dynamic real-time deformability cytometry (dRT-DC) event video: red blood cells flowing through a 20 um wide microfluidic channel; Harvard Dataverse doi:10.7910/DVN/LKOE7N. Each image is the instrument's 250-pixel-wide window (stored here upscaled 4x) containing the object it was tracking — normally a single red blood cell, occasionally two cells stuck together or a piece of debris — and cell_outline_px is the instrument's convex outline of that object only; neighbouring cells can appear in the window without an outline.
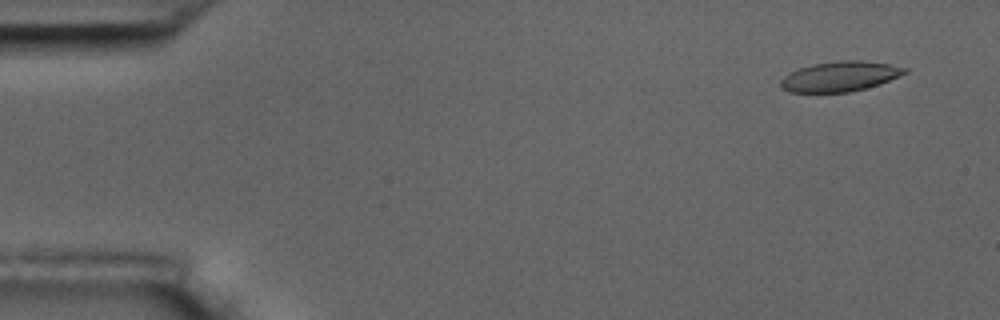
{"species": "common noctule bat (a hibernating species)", "species_latin": "Nyctalus noctula", "temperature_condition": "room temperature", "stored_images_in_passage": 8, "camera_frame_rate_fps": 3000, "um_per_image_px": 0.085, "animal": {"sex": "male", "body_mass_g": 17.5, "forearm_length_mm": 52.3}, "frame": {"image": 1, "passage_image": 2, "time_ms": 1.0, "image_size_px": [1000, 320], "cell_outline_px": [[908, 72], [900, 76], [880, 84], [848, 92], [788, 92], [780, 88], [780, 80], [784, 76], [800, 68], [812, 64], [844, 60], [860, 60], [888, 64], [908, 68]], "centroid_in_image_um": [71.4, 6.5], "position_along_channel_um": 13.6, "area_um2": 21.62}}
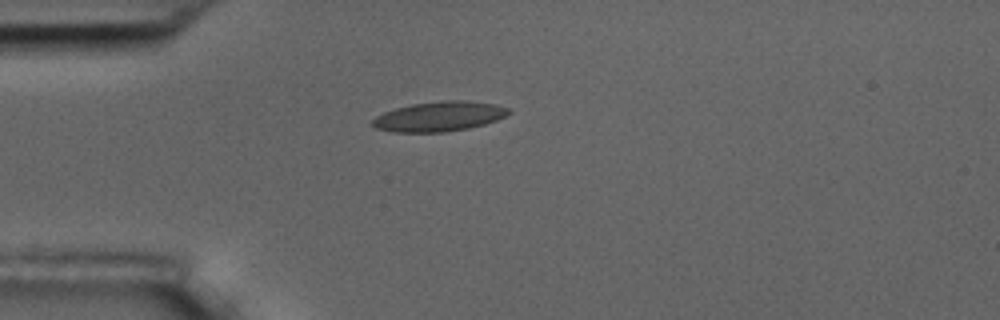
{"frame": {"image": 2, "passage_image": 5, "time_ms": 4.667, "image_size_px": [1000, 320], "cell_outline_px": [[512, 112], [496, 120], [484, 124], [468, 128], [444, 132], [392, 132], [376, 128], [372, 124], [372, 120], [376, 116], [384, 112], [396, 108], [412, 104], [440, 100], [464, 100], [496, 104], [512, 108]], "centroid_in_image_um": [37.36, 9.89], "position_along_channel_um": 47.6, "area_um2": 23.76}}
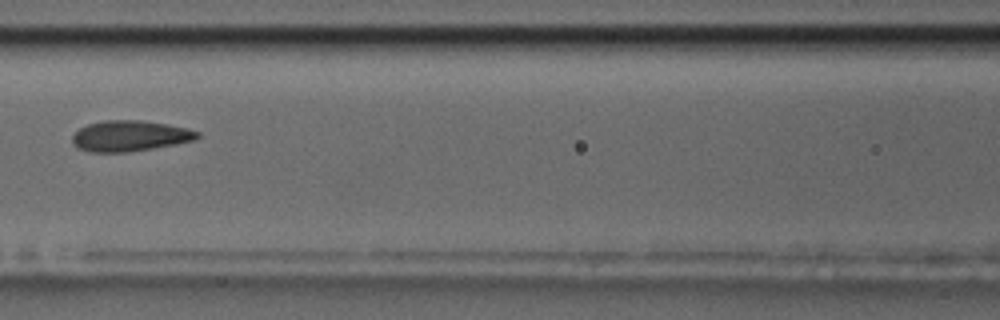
{"frame": {"image": 3, "passage_image": 8, "time_ms": 8.0, "image_size_px": [1000, 320], "cell_outline_px": [[200, 136], [196, 140], [176, 144], [128, 152], [88, 152], [76, 148], [72, 144], [72, 136], [80, 128], [88, 124], [104, 120], [144, 120], [168, 124], [188, 128], [200, 132]], "centroid_in_image_um": [11.04, 11.55], "position_along_channel_um": 155.6, "area_um2": 22.66}}